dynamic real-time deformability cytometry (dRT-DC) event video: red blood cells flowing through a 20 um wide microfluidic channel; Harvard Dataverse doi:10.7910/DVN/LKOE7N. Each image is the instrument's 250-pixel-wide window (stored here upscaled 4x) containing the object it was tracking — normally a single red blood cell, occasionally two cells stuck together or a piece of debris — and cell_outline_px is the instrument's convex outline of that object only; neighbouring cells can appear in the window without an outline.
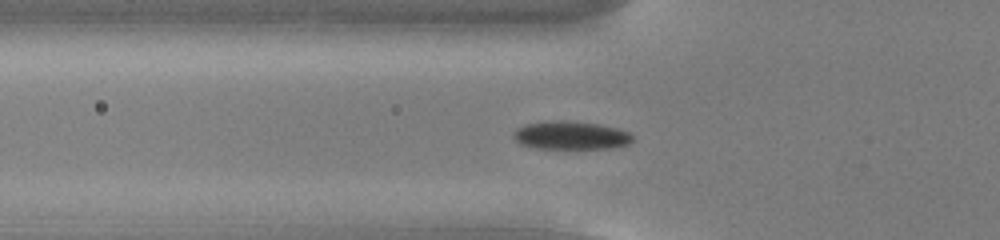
{"species": "common noctule bat (a hibernating species)", "species_latin": "Nyctalus noctula", "temperature_condition": "cold", "stored_images_in_passage": 56, "camera_frame_rate_fps": 3000, "um_per_image_px": 0.085, "animal": {"sex": "male", "body_mass_g": 13.0, "forearm_length_mm": 53.1}, "frame": {"image": 1, "passage_image": 20, "time_ms": 6.333, "image_size_px": [1000, 240], "cell_outline_px": [[632, 140], [628, 144], [612, 148], [536, 148], [520, 144], [512, 136], [512, 132], [516, 128], [524, 124], [552, 120], [564, 120], [600, 124], [620, 128], [628, 132], [632, 136]], "centroid_in_image_um": [48.49, 11.49], "position_along_channel_um": 77.3, "area_um2": 19.77}}
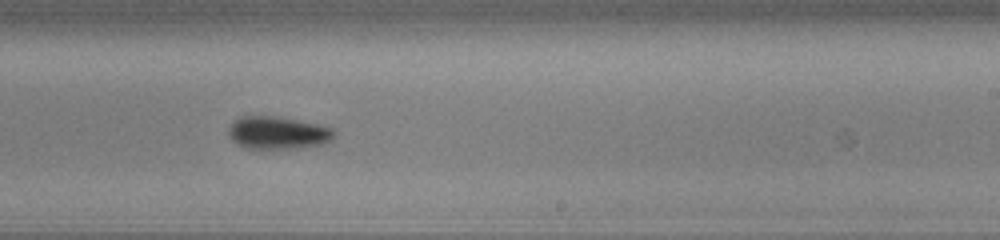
{"frame": {"image": 2, "passage_image": 35, "time_ms": 11.333, "image_size_px": [1000, 240], "cell_outline_px": [[336, 132], [332, 140], [324, 144], [300, 148], [244, 148], [236, 144], [228, 136], [228, 128], [240, 116], [276, 116], [316, 124], [332, 128]], "centroid_in_image_um": [23.61, 11.3], "position_along_channel_um": 265.4, "area_um2": 20.11}}
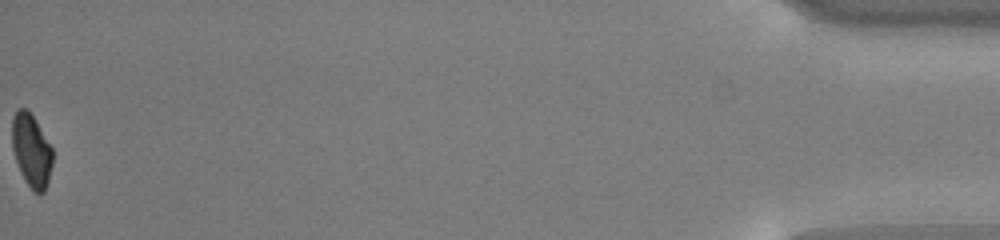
{"frame": {"image": 3, "passage_image": 56, "time_ms": 18.333, "image_size_px": [1000, 240], "cell_outline_px": [[52, 164], [48, 180], [44, 192], [32, 192], [24, 180], [20, 172], [12, 148], [12, 116], [16, 108], [28, 108], [52, 148]], "centroid_in_image_um": [2.64, 12.77], "position_along_channel_um": 432.6, "area_um2": 17.28}, "authors_computed_cell_mechanics": {"area_um2": 18.9584, "velocity_mm_per_s": 3.7649, "shape_relaxation_time_tau1_ms": 1.8659, "shape_relaxation_time_tau2_ms": null, "deformation_change_tau1": 0.0772, "deformation_change_tau2": null}}